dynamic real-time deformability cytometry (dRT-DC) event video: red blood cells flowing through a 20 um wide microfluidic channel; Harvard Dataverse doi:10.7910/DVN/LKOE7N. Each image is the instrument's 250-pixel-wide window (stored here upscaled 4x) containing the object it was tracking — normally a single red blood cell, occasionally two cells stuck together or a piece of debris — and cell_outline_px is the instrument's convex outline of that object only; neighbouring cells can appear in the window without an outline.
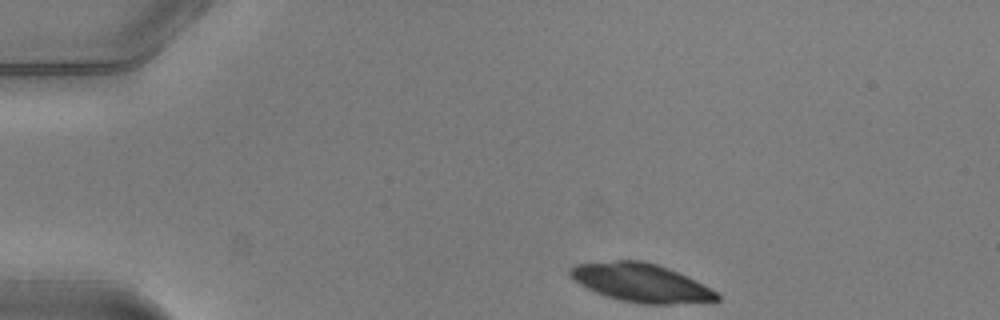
{"species": "common noctule bat (a hibernating species)", "species_latin": "Nyctalus noctula", "temperature_condition": "warm", "stored_images_in_passage": 43, "camera_frame_rate_fps": 3000, "um_per_image_px": 0.085, "animal": {"sex": "male", "body_mass_g": 20.5, "forearm_length_mm": 52.5}, "frame": {"image": 1, "passage_image": 1, "time_ms": 0.0, "image_size_px": [1000, 320], "cell_outline_px": [[720, 300], [672, 304], [640, 304], [620, 300], [604, 296], [580, 284], [568, 272], [568, 268], [576, 264], [616, 260], [644, 260], [668, 268], [716, 292], [720, 296]], "centroid_in_image_um": [54.43, 24.03], "position_along_channel_um": 30.6, "area_um2": 32.43}}
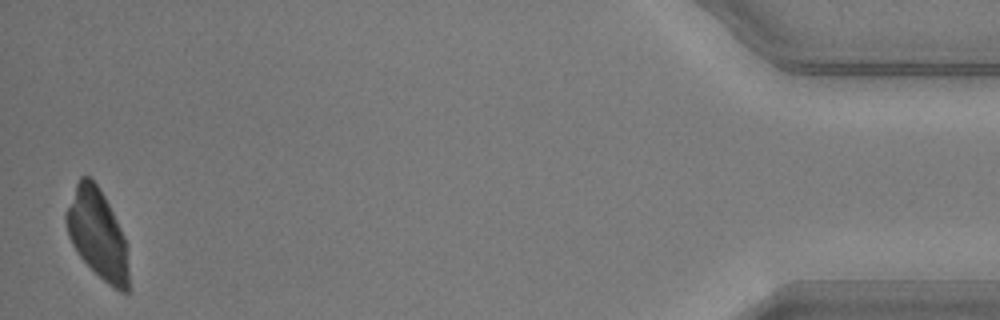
{"frame": {"image": 2, "passage_image": 42, "time_ms": 13.667, "image_size_px": [1000, 320], "cell_outline_px": [[128, 292], [120, 292], [108, 284], [80, 256], [72, 244], [68, 236], [64, 220], [64, 216], [76, 184], [80, 176], [88, 176], [96, 184], [104, 196], [124, 236], [128, 268]], "centroid_in_image_um": [8.26, 19.88], "position_along_channel_um": 426.9, "area_um2": 31.85}}